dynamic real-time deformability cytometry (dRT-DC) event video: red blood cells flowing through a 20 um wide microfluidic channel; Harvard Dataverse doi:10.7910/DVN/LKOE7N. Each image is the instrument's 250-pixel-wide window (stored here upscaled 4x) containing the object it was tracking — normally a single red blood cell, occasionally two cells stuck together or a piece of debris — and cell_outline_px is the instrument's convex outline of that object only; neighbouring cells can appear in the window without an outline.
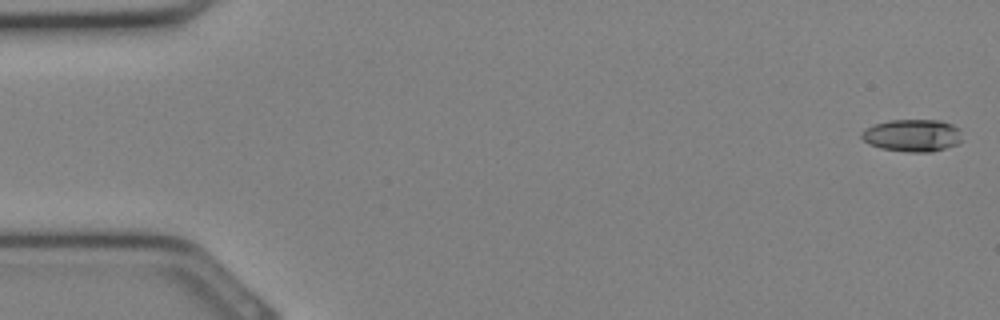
{"species": "Egyptian fruit bat (a non-hibernating species)", "species_latin": "Rousettus aegyptiacus", "temperature_condition": "cold", "stored_images_in_passage": 12, "camera_frame_rate_fps": 3000, "um_per_image_px": 0.085, "animal": {"sex": "female"}, "frame": {"image": 1, "passage_image": 1, "time_ms": 0.0, "image_size_px": [1000, 320], "cell_outline_px": [[964, 140], [956, 144], [932, 152], [908, 152], [880, 148], [868, 144], [860, 136], [860, 132], [864, 128], [888, 120], [940, 120], [952, 124], [960, 128]], "centroid_in_image_um": [77.57, 11.51], "position_along_channel_um": 7.4, "area_um2": 19.25}}
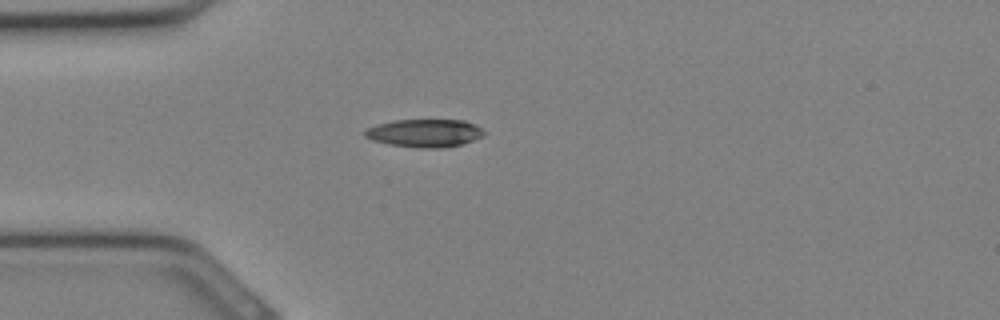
{"frame": {"image": 2, "passage_image": 9, "time_ms": 2.667, "image_size_px": [1000, 320], "cell_outline_px": [[488, 132], [484, 136], [460, 144], [440, 148], [420, 148], [388, 144], [372, 140], [364, 136], [364, 132], [368, 128], [376, 124], [396, 120], [464, 120], [476, 124]], "centroid_in_image_um": [36.13, 11.3], "position_along_channel_um": 48.9, "area_um2": 19.48}}
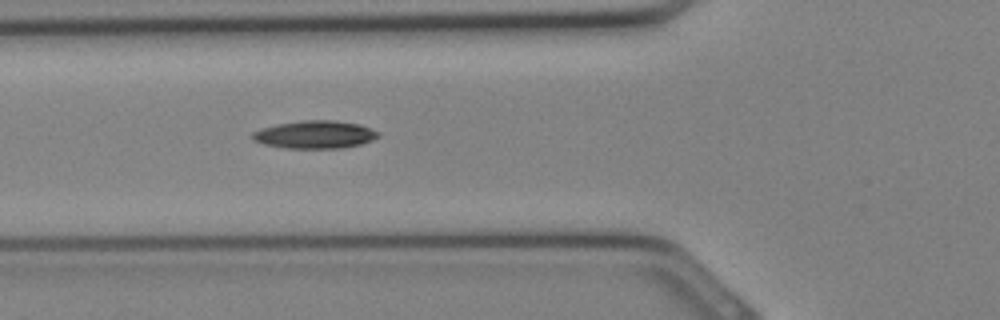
{"frame": {"image": 3, "passage_image": 12, "time_ms": 3.667, "image_size_px": [1000, 320], "cell_outline_px": [[380, 136], [372, 140], [360, 144], [340, 148], [288, 148], [264, 144], [252, 140], [252, 132], [260, 128], [276, 124], [304, 120], [332, 120], [360, 124], [380, 132]], "centroid_in_image_um": [26.76, 11.43], "position_along_channel_um": 99.0, "area_um2": 20.4}}